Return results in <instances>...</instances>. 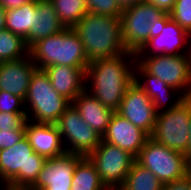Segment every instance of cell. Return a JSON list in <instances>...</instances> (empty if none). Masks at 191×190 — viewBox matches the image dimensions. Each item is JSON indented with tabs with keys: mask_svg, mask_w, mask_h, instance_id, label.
Returning <instances> with one entry per match:
<instances>
[{
	"mask_svg": "<svg viewBox=\"0 0 191 190\" xmlns=\"http://www.w3.org/2000/svg\"><path fill=\"white\" fill-rule=\"evenodd\" d=\"M136 55H121L90 62L85 71V90L102 105L117 112L127 88L134 82Z\"/></svg>",
	"mask_w": 191,
	"mask_h": 190,
	"instance_id": "1",
	"label": "cell"
},
{
	"mask_svg": "<svg viewBox=\"0 0 191 190\" xmlns=\"http://www.w3.org/2000/svg\"><path fill=\"white\" fill-rule=\"evenodd\" d=\"M73 30L80 38L89 63L128 52L122 37L120 17L87 12Z\"/></svg>",
	"mask_w": 191,
	"mask_h": 190,
	"instance_id": "2",
	"label": "cell"
},
{
	"mask_svg": "<svg viewBox=\"0 0 191 190\" xmlns=\"http://www.w3.org/2000/svg\"><path fill=\"white\" fill-rule=\"evenodd\" d=\"M28 55L37 69L52 65L88 67L83 45L73 28H65L56 35L34 43L28 49Z\"/></svg>",
	"mask_w": 191,
	"mask_h": 190,
	"instance_id": "3",
	"label": "cell"
},
{
	"mask_svg": "<svg viewBox=\"0 0 191 190\" xmlns=\"http://www.w3.org/2000/svg\"><path fill=\"white\" fill-rule=\"evenodd\" d=\"M45 160L34 152L25 136L13 147L0 150V179L9 189L28 190L37 180Z\"/></svg>",
	"mask_w": 191,
	"mask_h": 190,
	"instance_id": "4",
	"label": "cell"
},
{
	"mask_svg": "<svg viewBox=\"0 0 191 190\" xmlns=\"http://www.w3.org/2000/svg\"><path fill=\"white\" fill-rule=\"evenodd\" d=\"M70 105L71 102L53 88L45 71L36 69L30 78L24 100L27 119L36 123L55 124Z\"/></svg>",
	"mask_w": 191,
	"mask_h": 190,
	"instance_id": "5",
	"label": "cell"
},
{
	"mask_svg": "<svg viewBox=\"0 0 191 190\" xmlns=\"http://www.w3.org/2000/svg\"><path fill=\"white\" fill-rule=\"evenodd\" d=\"M167 16L162 9L147 1L123 9L120 19L127 51L136 54Z\"/></svg>",
	"mask_w": 191,
	"mask_h": 190,
	"instance_id": "6",
	"label": "cell"
},
{
	"mask_svg": "<svg viewBox=\"0 0 191 190\" xmlns=\"http://www.w3.org/2000/svg\"><path fill=\"white\" fill-rule=\"evenodd\" d=\"M191 97L184 98L176 107L156 114L152 138L171 150L186 155L189 152Z\"/></svg>",
	"mask_w": 191,
	"mask_h": 190,
	"instance_id": "7",
	"label": "cell"
},
{
	"mask_svg": "<svg viewBox=\"0 0 191 190\" xmlns=\"http://www.w3.org/2000/svg\"><path fill=\"white\" fill-rule=\"evenodd\" d=\"M136 61L185 98L191 97V67L186 54L136 55Z\"/></svg>",
	"mask_w": 191,
	"mask_h": 190,
	"instance_id": "8",
	"label": "cell"
},
{
	"mask_svg": "<svg viewBox=\"0 0 191 190\" xmlns=\"http://www.w3.org/2000/svg\"><path fill=\"white\" fill-rule=\"evenodd\" d=\"M136 161L150 170L163 183L180 180L188 176L186 155L171 150L149 138Z\"/></svg>",
	"mask_w": 191,
	"mask_h": 190,
	"instance_id": "9",
	"label": "cell"
},
{
	"mask_svg": "<svg viewBox=\"0 0 191 190\" xmlns=\"http://www.w3.org/2000/svg\"><path fill=\"white\" fill-rule=\"evenodd\" d=\"M88 157L108 190H117L121 186L136 160L127 151L102 140Z\"/></svg>",
	"mask_w": 191,
	"mask_h": 190,
	"instance_id": "10",
	"label": "cell"
},
{
	"mask_svg": "<svg viewBox=\"0 0 191 190\" xmlns=\"http://www.w3.org/2000/svg\"><path fill=\"white\" fill-rule=\"evenodd\" d=\"M61 135L66 152L89 156L100 144L102 137L97 134L71 104L55 123Z\"/></svg>",
	"mask_w": 191,
	"mask_h": 190,
	"instance_id": "11",
	"label": "cell"
},
{
	"mask_svg": "<svg viewBox=\"0 0 191 190\" xmlns=\"http://www.w3.org/2000/svg\"><path fill=\"white\" fill-rule=\"evenodd\" d=\"M82 155L64 152L47 158L35 183L28 190H71L77 162Z\"/></svg>",
	"mask_w": 191,
	"mask_h": 190,
	"instance_id": "12",
	"label": "cell"
},
{
	"mask_svg": "<svg viewBox=\"0 0 191 190\" xmlns=\"http://www.w3.org/2000/svg\"><path fill=\"white\" fill-rule=\"evenodd\" d=\"M117 113L149 136L152 135L157 112L152 100L135 82L127 88Z\"/></svg>",
	"mask_w": 191,
	"mask_h": 190,
	"instance_id": "13",
	"label": "cell"
},
{
	"mask_svg": "<svg viewBox=\"0 0 191 190\" xmlns=\"http://www.w3.org/2000/svg\"><path fill=\"white\" fill-rule=\"evenodd\" d=\"M187 34L184 29L167 16L135 55L186 54Z\"/></svg>",
	"mask_w": 191,
	"mask_h": 190,
	"instance_id": "14",
	"label": "cell"
},
{
	"mask_svg": "<svg viewBox=\"0 0 191 190\" xmlns=\"http://www.w3.org/2000/svg\"><path fill=\"white\" fill-rule=\"evenodd\" d=\"M149 138L145 131L115 112L102 136V141L118 146L136 159Z\"/></svg>",
	"mask_w": 191,
	"mask_h": 190,
	"instance_id": "15",
	"label": "cell"
},
{
	"mask_svg": "<svg viewBox=\"0 0 191 190\" xmlns=\"http://www.w3.org/2000/svg\"><path fill=\"white\" fill-rule=\"evenodd\" d=\"M134 82L141 87L152 100L157 113L176 107L185 97L166 82L149 74L137 61L134 64ZM175 95V96H174ZM173 97V100L168 101Z\"/></svg>",
	"mask_w": 191,
	"mask_h": 190,
	"instance_id": "16",
	"label": "cell"
},
{
	"mask_svg": "<svg viewBox=\"0 0 191 190\" xmlns=\"http://www.w3.org/2000/svg\"><path fill=\"white\" fill-rule=\"evenodd\" d=\"M37 69L30 56L13 62L0 63V91H6L25 100L30 78Z\"/></svg>",
	"mask_w": 191,
	"mask_h": 190,
	"instance_id": "17",
	"label": "cell"
},
{
	"mask_svg": "<svg viewBox=\"0 0 191 190\" xmlns=\"http://www.w3.org/2000/svg\"><path fill=\"white\" fill-rule=\"evenodd\" d=\"M26 137L34 152L47 158H52L66 152L61 135L55 124L36 123L28 120Z\"/></svg>",
	"mask_w": 191,
	"mask_h": 190,
	"instance_id": "18",
	"label": "cell"
},
{
	"mask_svg": "<svg viewBox=\"0 0 191 190\" xmlns=\"http://www.w3.org/2000/svg\"><path fill=\"white\" fill-rule=\"evenodd\" d=\"M87 67L52 65L43 70L48 75L53 88L72 102L85 90V71Z\"/></svg>",
	"mask_w": 191,
	"mask_h": 190,
	"instance_id": "19",
	"label": "cell"
},
{
	"mask_svg": "<svg viewBox=\"0 0 191 190\" xmlns=\"http://www.w3.org/2000/svg\"><path fill=\"white\" fill-rule=\"evenodd\" d=\"M80 117L101 137L105 134L115 111L105 107L86 90L80 93L72 102Z\"/></svg>",
	"mask_w": 191,
	"mask_h": 190,
	"instance_id": "20",
	"label": "cell"
},
{
	"mask_svg": "<svg viewBox=\"0 0 191 190\" xmlns=\"http://www.w3.org/2000/svg\"><path fill=\"white\" fill-rule=\"evenodd\" d=\"M65 27L57 16L50 0H36L34 25L28 34V49L39 40L56 35Z\"/></svg>",
	"mask_w": 191,
	"mask_h": 190,
	"instance_id": "21",
	"label": "cell"
},
{
	"mask_svg": "<svg viewBox=\"0 0 191 190\" xmlns=\"http://www.w3.org/2000/svg\"><path fill=\"white\" fill-rule=\"evenodd\" d=\"M36 0L14 9H7L5 16L6 29L20 36L28 48V34L34 25Z\"/></svg>",
	"mask_w": 191,
	"mask_h": 190,
	"instance_id": "22",
	"label": "cell"
},
{
	"mask_svg": "<svg viewBox=\"0 0 191 190\" xmlns=\"http://www.w3.org/2000/svg\"><path fill=\"white\" fill-rule=\"evenodd\" d=\"M71 190H108L102 183L94 163L83 156L75 168Z\"/></svg>",
	"mask_w": 191,
	"mask_h": 190,
	"instance_id": "23",
	"label": "cell"
},
{
	"mask_svg": "<svg viewBox=\"0 0 191 190\" xmlns=\"http://www.w3.org/2000/svg\"><path fill=\"white\" fill-rule=\"evenodd\" d=\"M163 183L150 170L136 160L117 190H162Z\"/></svg>",
	"mask_w": 191,
	"mask_h": 190,
	"instance_id": "24",
	"label": "cell"
},
{
	"mask_svg": "<svg viewBox=\"0 0 191 190\" xmlns=\"http://www.w3.org/2000/svg\"><path fill=\"white\" fill-rule=\"evenodd\" d=\"M28 56L25 41L8 29L0 31V63L21 60Z\"/></svg>",
	"mask_w": 191,
	"mask_h": 190,
	"instance_id": "25",
	"label": "cell"
},
{
	"mask_svg": "<svg viewBox=\"0 0 191 190\" xmlns=\"http://www.w3.org/2000/svg\"><path fill=\"white\" fill-rule=\"evenodd\" d=\"M65 28H73L88 12L85 0H50Z\"/></svg>",
	"mask_w": 191,
	"mask_h": 190,
	"instance_id": "26",
	"label": "cell"
},
{
	"mask_svg": "<svg viewBox=\"0 0 191 190\" xmlns=\"http://www.w3.org/2000/svg\"><path fill=\"white\" fill-rule=\"evenodd\" d=\"M168 16L189 33L191 31V0H176Z\"/></svg>",
	"mask_w": 191,
	"mask_h": 190,
	"instance_id": "27",
	"label": "cell"
},
{
	"mask_svg": "<svg viewBox=\"0 0 191 190\" xmlns=\"http://www.w3.org/2000/svg\"><path fill=\"white\" fill-rule=\"evenodd\" d=\"M88 12L121 17L123 9L118 0H85Z\"/></svg>",
	"mask_w": 191,
	"mask_h": 190,
	"instance_id": "28",
	"label": "cell"
},
{
	"mask_svg": "<svg viewBox=\"0 0 191 190\" xmlns=\"http://www.w3.org/2000/svg\"><path fill=\"white\" fill-rule=\"evenodd\" d=\"M0 112L26 113L24 100L6 91H0Z\"/></svg>",
	"mask_w": 191,
	"mask_h": 190,
	"instance_id": "29",
	"label": "cell"
},
{
	"mask_svg": "<svg viewBox=\"0 0 191 190\" xmlns=\"http://www.w3.org/2000/svg\"><path fill=\"white\" fill-rule=\"evenodd\" d=\"M27 121L26 113L0 112V130L22 129Z\"/></svg>",
	"mask_w": 191,
	"mask_h": 190,
	"instance_id": "30",
	"label": "cell"
},
{
	"mask_svg": "<svg viewBox=\"0 0 191 190\" xmlns=\"http://www.w3.org/2000/svg\"><path fill=\"white\" fill-rule=\"evenodd\" d=\"M26 136V125L22 129L0 130V150L13 147Z\"/></svg>",
	"mask_w": 191,
	"mask_h": 190,
	"instance_id": "31",
	"label": "cell"
},
{
	"mask_svg": "<svg viewBox=\"0 0 191 190\" xmlns=\"http://www.w3.org/2000/svg\"><path fill=\"white\" fill-rule=\"evenodd\" d=\"M187 186H188V176L180 180L163 184L162 190H187Z\"/></svg>",
	"mask_w": 191,
	"mask_h": 190,
	"instance_id": "32",
	"label": "cell"
},
{
	"mask_svg": "<svg viewBox=\"0 0 191 190\" xmlns=\"http://www.w3.org/2000/svg\"><path fill=\"white\" fill-rule=\"evenodd\" d=\"M149 3L155 4L162 9L167 15L173 9L176 0H145Z\"/></svg>",
	"mask_w": 191,
	"mask_h": 190,
	"instance_id": "33",
	"label": "cell"
},
{
	"mask_svg": "<svg viewBox=\"0 0 191 190\" xmlns=\"http://www.w3.org/2000/svg\"><path fill=\"white\" fill-rule=\"evenodd\" d=\"M34 0H0V5L3 8L7 9H14L22 6L25 3L31 2Z\"/></svg>",
	"mask_w": 191,
	"mask_h": 190,
	"instance_id": "34",
	"label": "cell"
},
{
	"mask_svg": "<svg viewBox=\"0 0 191 190\" xmlns=\"http://www.w3.org/2000/svg\"><path fill=\"white\" fill-rule=\"evenodd\" d=\"M145 0H118L122 9L134 6L137 3L143 2Z\"/></svg>",
	"mask_w": 191,
	"mask_h": 190,
	"instance_id": "35",
	"label": "cell"
},
{
	"mask_svg": "<svg viewBox=\"0 0 191 190\" xmlns=\"http://www.w3.org/2000/svg\"><path fill=\"white\" fill-rule=\"evenodd\" d=\"M186 57L191 67V31L187 34Z\"/></svg>",
	"mask_w": 191,
	"mask_h": 190,
	"instance_id": "36",
	"label": "cell"
},
{
	"mask_svg": "<svg viewBox=\"0 0 191 190\" xmlns=\"http://www.w3.org/2000/svg\"><path fill=\"white\" fill-rule=\"evenodd\" d=\"M6 9L0 5V31L6 29L5 26Z\"/></svg>",
	"mask_w": 191,
	"mask_h": 190,
	"instance_id": "37",
	"label": "cell"
},
{
	"mask_svg": "<svg viewBox=\"0 0 191 190\" xmlns=\"http://www.w3.org/2000/svg\"><path fill=\"white\" fill-rule=\"evenodd\" d=\"M186 162H187V171L188 174L191 173V150L186 154Z\"/></svg>",
	"mask_w": 191,
	"mask_h": 190,
	"instance_id": "38",
	"label": "cell"
},
{
	"mask_svg": "<svg viewBox=\"0 0 191 190\" xmlns=\"http://www.w3.org/2000/svg\"><path fill=\"white\" fill-rule=\"evenodd\" d=\"M189 151L191 150V120H190V126H189Z\"/></svg>",
	"mask_w": 191,
	"mask_h": 190,
	"instance_id": "39",
	"label": "cell"
},
{
	"mask_svg": "<svg viewBox=\"0 0 191 190\" xmlns=\"http://www.w3.org/2000/svg\"><path fill=\"white\" fill-rule=\"evenodd\" d=\"M0 190H6L7 186L6 184L0 179Z\"/></svg>",
	"mask_w": 191,
	"mask_h": 190,
	"instance_id": "40",
	"label": "cell"
},
{
	"mask_svg": "<svg viewBox=\"0 0 191 190\" xmlns=\"http://www.w3.org/2000/svg\"><path fill=\"white\" fill-rule=\"evenodd\" d=\"M187 190H191V177H190V175H188V186H187Z\"/></svg>",
	"mask_w": 191,
	"mask_h": 190,
	"instance_id": "41",
	"label": "cell"
}]
</instances>
